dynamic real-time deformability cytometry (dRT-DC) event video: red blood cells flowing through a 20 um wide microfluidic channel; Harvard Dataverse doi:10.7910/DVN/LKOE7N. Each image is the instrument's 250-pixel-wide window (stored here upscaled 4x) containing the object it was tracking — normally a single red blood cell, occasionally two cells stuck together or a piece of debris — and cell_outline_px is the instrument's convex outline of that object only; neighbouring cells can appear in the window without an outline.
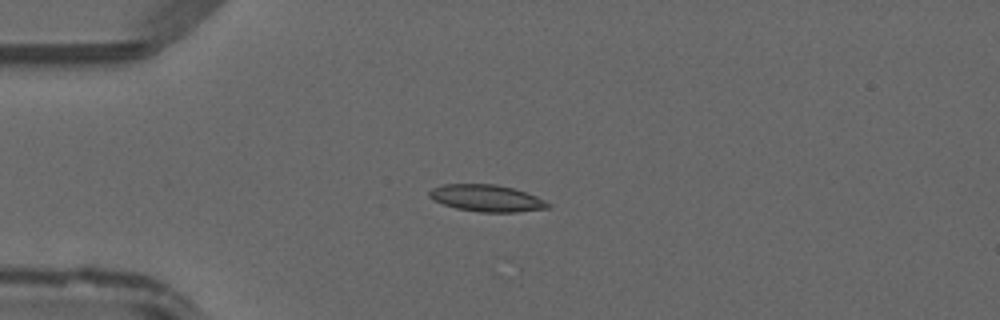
{"species": "common noctule bat (a hibernating species)", "species_latin": "Nyctalus noctula", "temperature_condition": "warm", "stored_images_in_passage": 47, "camera_frame_rate_fps": 3000, "um_per_image_px": 0.085, "animal": {"sex": "male", "forearm_length_mm": 52.5}, "frame": {"image": 1, "passage_image": 12, "time_ms": 3.667, "image_size_px": [1000, 320], "cell_outline_px": [[552, 204], [548, 208], [516, 212], [480, 212], [456, 208], [444, 204], [428, 196], [428, 192], [432, 188], [444, 184], [496, 184], [512, 188], [536, 196]], "centroid_in_image_um": [41.37, 16.84], "position_along_channel_um": 43.6, "area_um2": 18.38}}
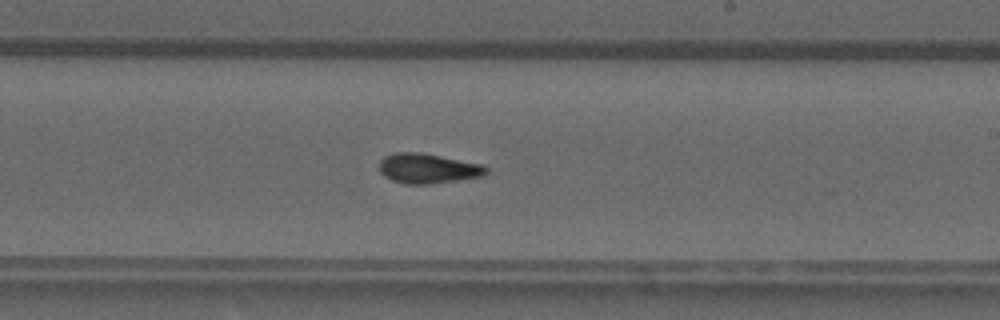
{"frame": {"image": 2, "passage_image": 28, "time_ms": 9.0, "image_size_px": [1000, 320], "cell_outline_px": [[488, 172], [484, 176], [460, 180], [428, 184], [404, 184], [392, 180], [384, 176], [380, 172], [380, 160], [384, 156], [396, 152], [420, 152], [484, 164], [488, 168]], "centroid_in_image_um": [36.4, 14.32], "position_along_channel_um": 252.6, "area_um2": 18.84}}
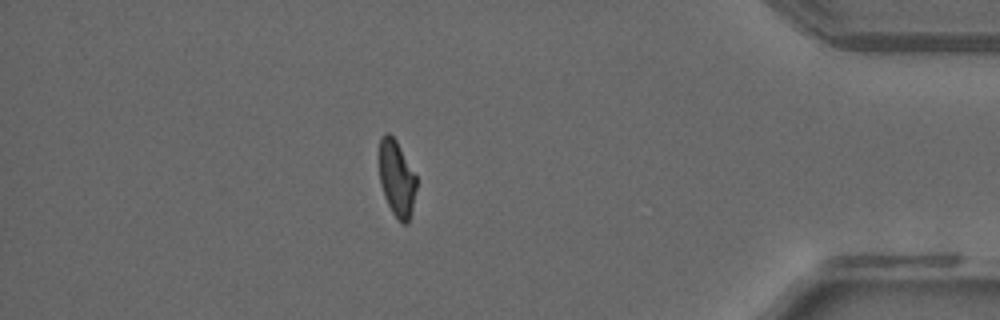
{"frame": {"image": 3, "passage_image": 41, "time_ms": 13.333, "image_size_px": [1000, 320], "cell_outline_px": [[416, 188], [412, 208], [408, 224], [400, 224], [392, 212], [384, 196], [380, 184], [380, 136], [384, 132], [388, 132], [396, 140], [416, 176]], "centroid_in_image_um": [33.71, 15.19], "position_along_channel_um": 401.5, "area_um2": 16.42}}